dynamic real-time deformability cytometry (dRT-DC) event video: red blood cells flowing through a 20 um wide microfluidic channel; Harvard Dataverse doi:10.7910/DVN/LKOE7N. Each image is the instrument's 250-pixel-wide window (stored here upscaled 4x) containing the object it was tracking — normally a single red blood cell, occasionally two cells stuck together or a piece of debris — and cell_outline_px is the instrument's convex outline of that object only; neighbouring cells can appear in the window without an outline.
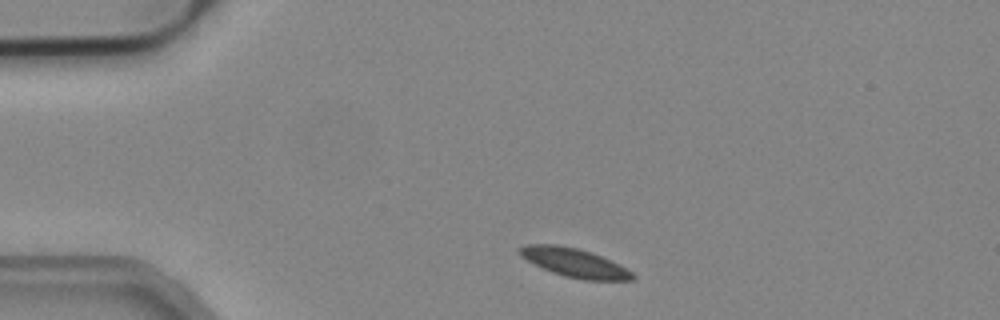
{"species": "common noctule bat (a hibernating species)", "species_latin": "Nyctalus noctula", "temperature_condition": "cold", "stored_images_in_passage": 4, "camera_frame_rate_fps": 3000, "um_per_image_px": 0.085, "animal": {"sex": "male", "body_mass_g": 19.2, "forearm_length_mm": 51.8}, "frame": {"image": 1, "passage_image": 1, "time_ms": 0.0, "image_size_px": [1000, 320], "cell_outline_px": [[636, 280], [584, 280], [564, 276], [552, 272], [520, 256], [520, 248], [524, 244], [556, 244], [580, 248], [592, 252], [632, 272], [636, 276]], "centroid_in_image_um": [48.83, 22.32], "position_along_channel_um": 36.2, "area_um2": 18.67}}
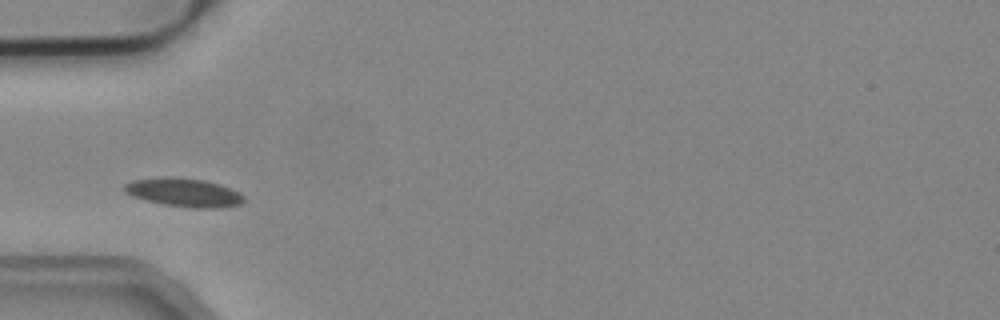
{"frame": {"image": 2, "passage_image": 2, "time_ms": 0.333, "image_size_px": [1000, 320], "cell_outline_px": [[244, 200], [240, 204], [220, 208], [192, 208], [164, 204], [144, 200], [132, 196], [124, 192], [124, 184], [132, 180], [156, 176], [176, 176], [204, 180], [220, 184], [240, 192], [244, 196]], "centroid_in_image_um": [15.6, 16.34], "position_along_channel_um": 69.4, "area_um2": 20.29}}